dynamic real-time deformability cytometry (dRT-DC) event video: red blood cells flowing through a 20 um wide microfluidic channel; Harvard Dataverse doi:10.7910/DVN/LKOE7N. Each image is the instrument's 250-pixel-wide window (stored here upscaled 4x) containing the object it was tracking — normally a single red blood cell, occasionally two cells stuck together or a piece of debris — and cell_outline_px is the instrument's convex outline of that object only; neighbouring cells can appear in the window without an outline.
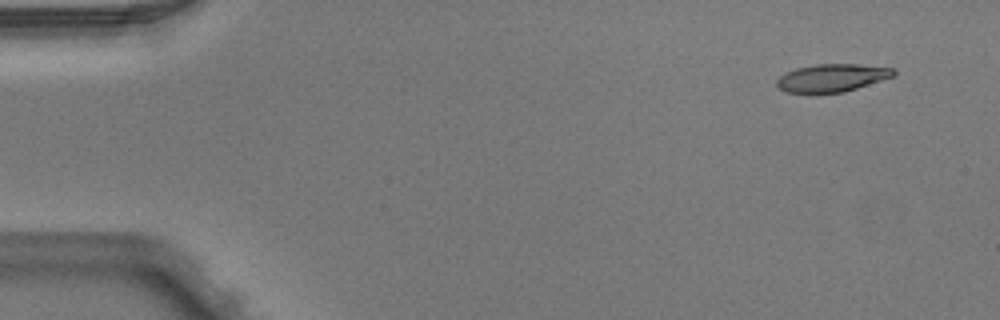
{"species": "Egyptian fruit bat (a non-hibernating species)", "species_latin": "Rousettus aegyptiacus", "temperature_condition": "warm", "stored_images_in_passage": 3, "camera_frame_rate_fps": 3000, "um_per_image_px": 0.085, "animal": {"sex": "male"}, "frame": {"image": 1, "passage_image": 1, "time_ms": 0.0, "image_size_px": [1000, 320], "cell_outline_px": [[896, 76], [844, 92], [788, 92], [780, 88], [776, 84], [776, 80], [780, 76], [796, 68], [816, 64], [856, 64], [896, 68]], "centroid_in_image_um": [70.79, 6.6], "position_along_channel_um": 14.2, "area_um2": 18.79}}